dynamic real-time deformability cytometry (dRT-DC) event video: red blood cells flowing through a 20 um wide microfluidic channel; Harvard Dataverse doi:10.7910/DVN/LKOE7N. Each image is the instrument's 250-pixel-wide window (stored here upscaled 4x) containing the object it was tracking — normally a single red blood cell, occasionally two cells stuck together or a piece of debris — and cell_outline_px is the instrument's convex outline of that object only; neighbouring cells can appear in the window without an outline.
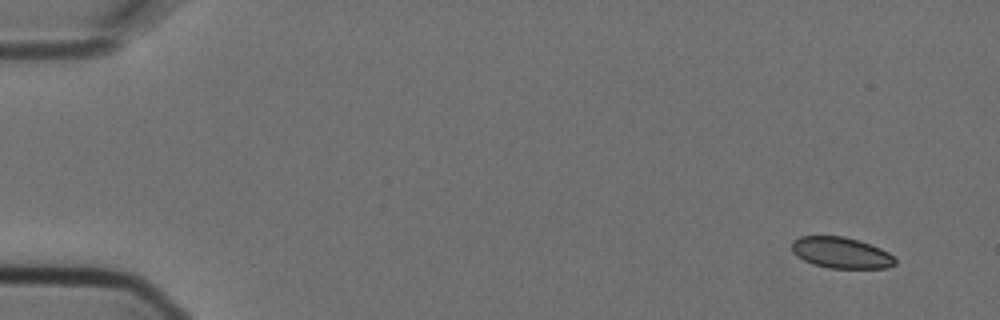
{"species": "Egyptian fruit bat (a non-hibernating species)", "species_latin": "Rousettus aegyptiacus", "temperature_condition": "cold", "stored_images_in_passage": 4, "camera_frame_rate_fps": 3000, "um_per_image_px": 0.085, "animal": {"sex": "female"}, "frame": {"image": 1, "passage_image": 1, "time_ms": 0.0, "image_size_px": [1000, 320], "cell_outline_px": [[896, 264], [888, 268], [832, 268], [812, 264], [796, 256], [792, 252], [792, 240], [800, 236], [844, 236], [860, 240], [880, 248], [888, 252], [896, 260]], "centroid_in_image_um": [71.48, 21.48], "position_along_channel_um": 13.5, "area_um2": 18.84}}
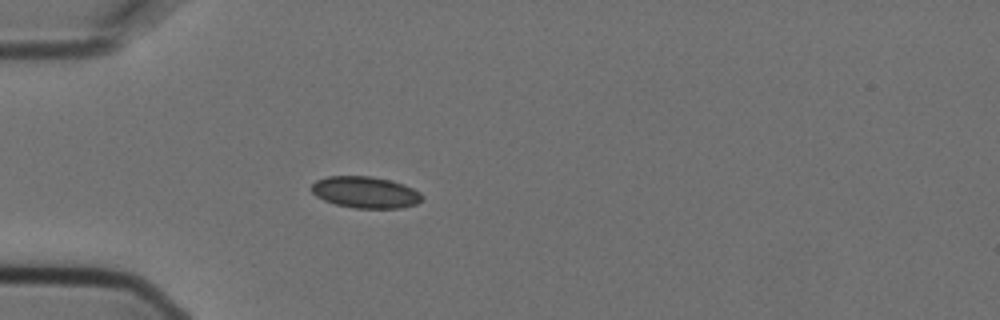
{"frame": {"image": 2, "passage_image": 4, "time_ms": 1.0, "image_size_px": [1000, 320], "cell_outline_px": [[424, 196], [416, 204], [400, 208], [356, 208], [336, 204], [324, 200], [316, 196], [308, 188], [316, 180], [328, 176], [372, 176], [392, 180], [404, 184], [420, 192]], "centroid_in_image_um": [31.04, 16.33], "position_along_channel_um": 54.0, "area_um2": 20.46}}